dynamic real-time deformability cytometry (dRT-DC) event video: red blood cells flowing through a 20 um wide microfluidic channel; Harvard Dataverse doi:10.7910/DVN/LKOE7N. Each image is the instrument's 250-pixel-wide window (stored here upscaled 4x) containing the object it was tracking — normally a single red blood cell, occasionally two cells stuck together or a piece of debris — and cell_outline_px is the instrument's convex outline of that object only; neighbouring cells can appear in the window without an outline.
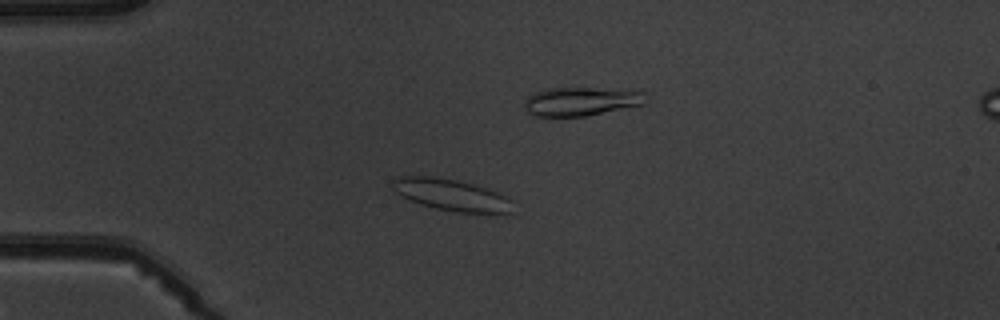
{"species": "common noctule bat (a hibernating species)", "species_latin": "Nyctalus noctula", "temperature_condition": "warm", "stored_images_in_passage": 5, "camera_frame_rate_fps": 3000, "um_per_image_px": 0.085, "animal": {"sex": "male", "body_mass_g": 19.5, "forearm_length_mm": 54.6}, "frame": {"image": 1, "passage_image": 3, "time_ms": 3.0, "image_size_px": [1000, 320], "cell_outline_px": [[512, 212], [456, 212], [436, 208], [420, 204], [396, 192], [392, 188], [392, 180], [400, 176], [432, 176], [456, 180], [488, 188], [504, 196], [508, 200]], "centroid_in_image_um": [38.29, 16.54], "position_along_channel_um": 46.7, "area_um2": 21.5}}
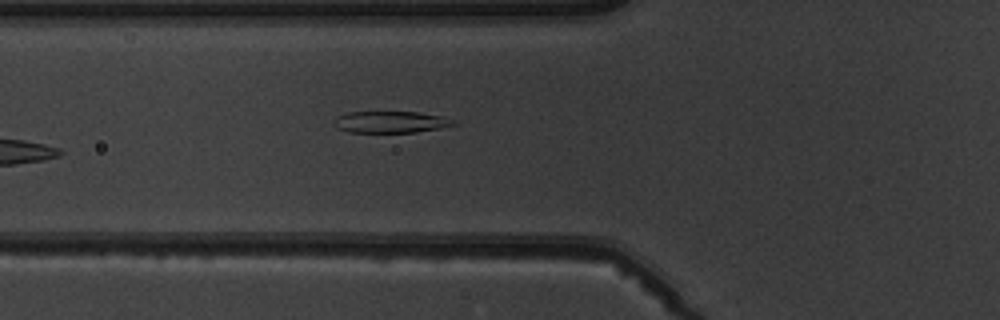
{"frame": {"image": 2, "passage_image": 5, "time_ms": 5.667, "image_size_px": [1000, 320], "cell_outline_px": [[456, 124], [440, 128], [416, 132], [348, 132], [336, 128], [332, 124], [332, 120], [336, 116], [348, 112], [416, 112], [444, 116], [452, 120]], "centroid_in_image_um": [33.13, 10.37], "position_along_channel_um": 92.7, "area_um2": 15.14}}